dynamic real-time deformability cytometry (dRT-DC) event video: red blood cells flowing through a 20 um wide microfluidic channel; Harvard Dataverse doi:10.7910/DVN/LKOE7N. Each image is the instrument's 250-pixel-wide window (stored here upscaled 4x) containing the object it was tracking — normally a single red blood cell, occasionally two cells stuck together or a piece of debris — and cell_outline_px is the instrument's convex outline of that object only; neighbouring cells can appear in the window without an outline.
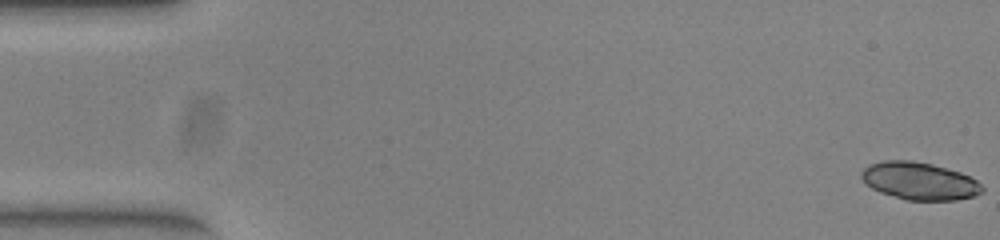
{"species": "common noctule bat (a hibernating species)", "species_latin": "Nyctalus noctula", "temperature_condition": "warm", "stored_images_in_passage": 52, "camera_frame_rate_fps": 3000, "um_per_image_px": 0.085, "animal": {"sex": "female", "body_mass_g": 23.0, "forearm_length_mm": 53.4}, "frame": {"image": 1, "passage_image": 1, "time_ms": 0.0, "image_size_px": [1000, 240], "cell_outline_px": [[984, 192], [976, 196], [956, 200], [908, 200], [880, 192], [872, 188], [860, 176], [860, 172], [868, 164], [884, 160], [912, 160], [932, 164], [960, 172], [976, 180], [984, 188]], "centroid_in_image_um": [78.16, 15.38], "position_along_channel_um": 6.8, "area_um2": 26.41}}
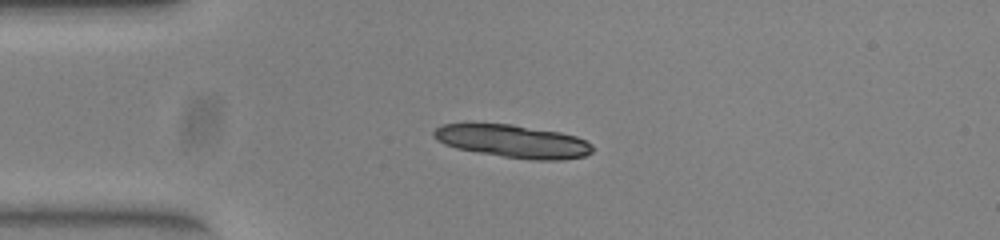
{"frame": {"image": 2, "passage_image": 13, "time_ms": 4.0, "image_size_px": [1000, 240], "cell_outline_px": [[592, 152], [584, 156], [564, 160], [532, 160], [504, 156], [456, 148], [444, 144], [436, 140], [432, 136], [432, 132], [436, 128], [444, 124], [512, 124], [560, 132], [576, 136], [592, 144]], "centroid_in_image_um": [43.61, 12.01], "position_along_channel_um": 41.4, "area_um2": 30.23}}
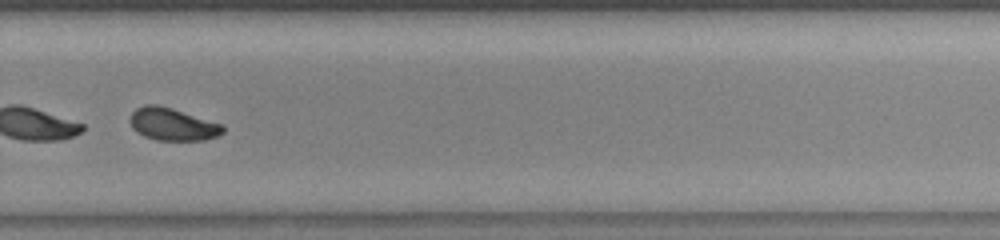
{"frame": {"image": 3, "passage_image": 36, "time_ms": 11.667, "image_size_px": [1000, 240], "cell_outline_px": [[224, 132], [216, 136], [204, 140], [156, 140], [144, 136], [136, 132], [132, 128], [128, 120], [132, 112], [136, 108], [144, 104], [156, 104], [172, 108], [224, 124]], "centroid_in_image_um": [14.64, 10.55], "position_along_channel_um": 315.2, "area_um2": 17.8}, "authors_computed_cell_mechanics": {"area_um2": 26.3568, "velocity_mm_per_s": 3.965, "shape_relaxation_time_tau1_ms": 8.6453, "shape_relaxation_time_tau2_ms": 3.9996, "deformation_change_tau1": 0.223, "deformation_change_tau2": 0.0704}}